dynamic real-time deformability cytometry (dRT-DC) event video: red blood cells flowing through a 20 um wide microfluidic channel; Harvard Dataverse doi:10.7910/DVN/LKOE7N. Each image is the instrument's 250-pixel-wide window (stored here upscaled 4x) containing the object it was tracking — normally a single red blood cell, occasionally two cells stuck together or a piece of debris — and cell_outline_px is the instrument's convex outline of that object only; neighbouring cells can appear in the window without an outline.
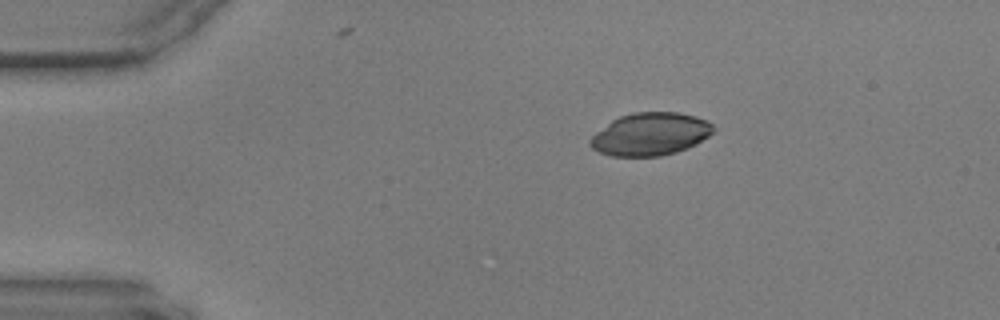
{"species": "common noctule bat (a hibernating species)", "species_latin": "Nyctalus noctula", "temperature_condition": "warm", "stored_images_in_passage": 48, "camera_frame_rate_fps": 3000, "um_per_image_px": 0.085, "animal": {"sex": "male", "body_mass_g": 17.9, "forearm_length_mm": 54.2}, "frame": {"image": 1, "passage_image": 1, "time_ms": 0.0, "image_size_px": [1000, 320], "cell_outline_px": [[716, 128], [708, 136], [696, 144], [688, 148], [676, 152], [660, 156], [612, 156], [600, 152], [592, 148], [588, 144], [588, 140], [596, 132], [612, 120], [620, 116], [632, 112], [676, 112], [696, 116], [708, 120]], "centroid_in_image_um": [55.28, 11.4], "position_along_channel_um": 29.7, "area_um2": 30.75}}
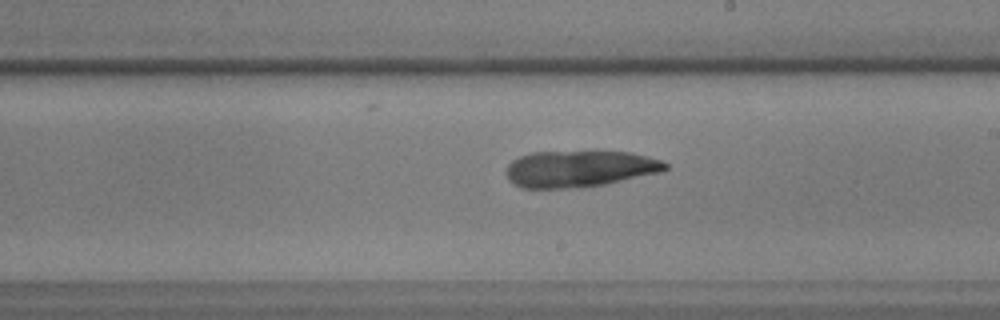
{"frame": {"image": 2, "passage_image": 24, "time_ms": 7.667, "image_size_px": [1000, 320], "cell_outline_px": [[668, 168], [660, 172], [604, 184], [576, 188], [520, 188], [512, 184], [508, 180], [504, 172], [508, 164], [512, 160], [520, 156], [532, 152], [632, 152], [648, 156], [660, 160], [668, 164]], "centroid_in_image_um": [49.2, 14.35], "position_along_channel_um": 239.8, "area_um2": 33.93}}
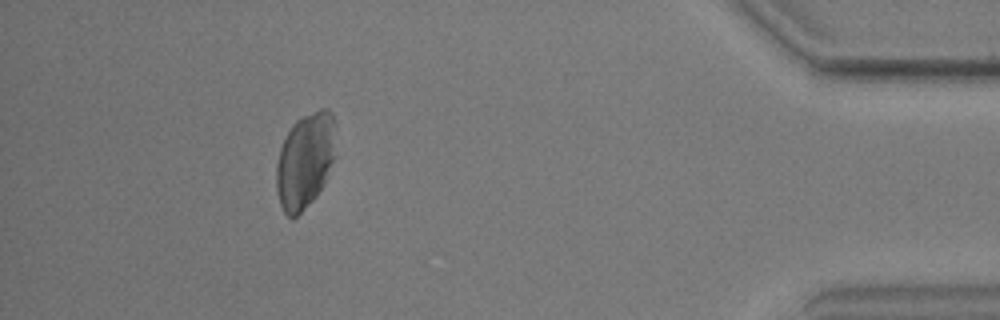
{"frame": {"image": 3, "passage_image": 43, "time_ms": 14.0, "image_size_px": [1000, 320], "cell_outline_px": [[336, 156], [324, 184], [316, 196], [292, 220], [284, 212], [280, 204], [276, 188], [276, 164], [280, 148], [292, 124], [296, 120], [320, 108], [328, 108], [332, 112], [336, 124]], "centroid_in_image_um": [25.97, 13.62], "position_along_channel_um": 409.2, "area_um2": 33.52}}